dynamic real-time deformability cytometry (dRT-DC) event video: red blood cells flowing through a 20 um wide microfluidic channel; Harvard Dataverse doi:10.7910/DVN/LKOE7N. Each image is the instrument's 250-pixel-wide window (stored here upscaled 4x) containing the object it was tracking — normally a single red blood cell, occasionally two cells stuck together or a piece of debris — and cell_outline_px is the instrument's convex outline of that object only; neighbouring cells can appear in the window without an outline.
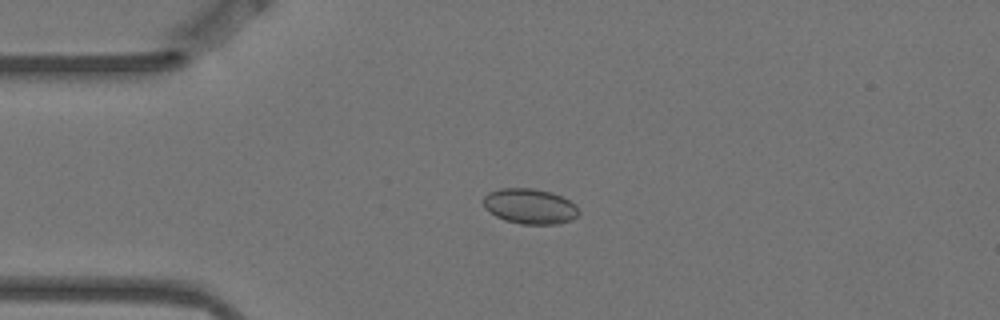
{"species": "Egyptian fruit bat (a non-hibernating species)", "species_latin": "Rousettus aegyptiacus", "temperature_condition": "warm", "stored_images_in_passage": 5, "camera_frame_rate_fps": 3000, "um_per_image_px": 0.085, "animal": {"sex": "female"}, "frame": {"image": 1, "passage_image": 4, "time_ms": 1.0, "image_size_px": [1000, 320], "cell_outline_px": [[580, 212], [572, 220], [560, 224], [520, 224], [504, 220], [496, 216], [484, 208], [484, 196], [488, 192], [500, 188], [532, 188], [552, 192], [576, 204]], "centroid_in_image_um": [45.04, 17.54], "position_along_channel_um": 40.0, "area_um2": 19.77}}